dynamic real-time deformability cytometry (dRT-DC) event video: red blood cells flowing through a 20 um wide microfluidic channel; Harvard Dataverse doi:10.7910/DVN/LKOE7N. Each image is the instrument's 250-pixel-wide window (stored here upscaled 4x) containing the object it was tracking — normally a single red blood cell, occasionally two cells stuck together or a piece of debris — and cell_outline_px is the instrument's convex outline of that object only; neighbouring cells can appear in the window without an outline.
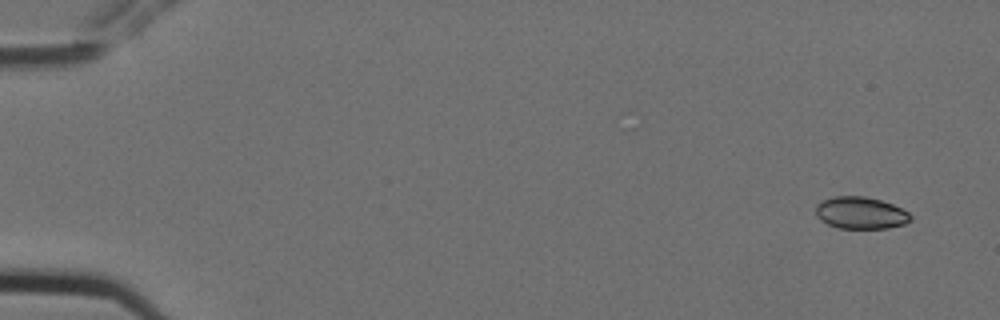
{"species": "Egyptian fruit bat (a non-hibernating species)", "species_latin": "Rousettus aegyptiacus", "temperature_condition": "cold", "stored_images_in_passage": 4, "camera_frame_rate_fps": 3000, "um_per_image_px": 0.085, "animal": {"sex": "female"}, "frame": {"image": 1, "passage_image": 1, "time_ms": 0.0, "image_size_px": [1000, 320], "cell_outline_px": [[912, 220], [904, 224], [888, 228], [840, 228], [828, 224], [820, 220], [816, 216], [816, 204], [824, 200], [836, 196], [864, 196], [880, 200], [892, 204], [908, 212], [912, 216]], "centroid_in_image_um": [73.16, 18.1], "position_along_channel_um": 11.8, "area_um2": 17.63}}
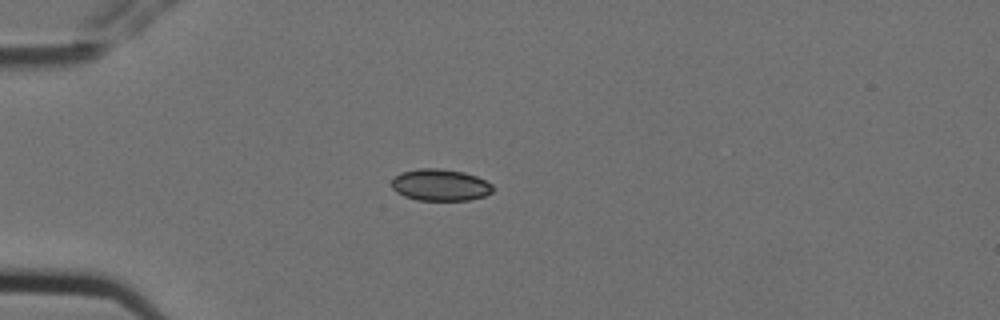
{"frame": {"image": 2, "passage_image": 4, "time_ms": 1.0, "image_size_px": [1000, 320], "cell_outline_px": [[496, 188], [492, 192], [484, 196], [468, 200], [416, 200], [404, 196], [396, 192], [392, 188], [392, 180], [400, 172], [420, 168], [440, 168], [464, 172], [476, 176], [492, 184]], "centroid_in_image_um": [37.43, 15.72], "position_along_channel_um": 47.6, "area_um2": 18.84}}